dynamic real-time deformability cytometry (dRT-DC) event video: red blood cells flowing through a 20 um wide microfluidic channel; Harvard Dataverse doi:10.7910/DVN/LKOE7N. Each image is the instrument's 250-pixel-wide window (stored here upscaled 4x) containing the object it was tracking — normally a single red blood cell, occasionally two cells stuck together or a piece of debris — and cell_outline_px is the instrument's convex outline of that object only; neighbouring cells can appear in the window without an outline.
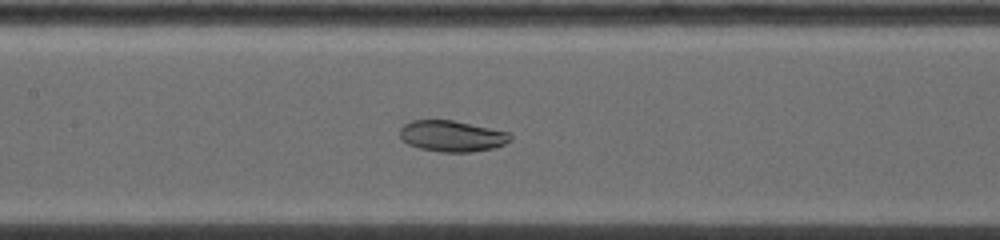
{"species": "common noctule bat (a hibernating species)", "species_latin": "Nyctalus noctula", "temperature_condition": "warm", "stored_images_in_passage": 38, "camera_frame_rate_fps": 5000, "um_per_image_px": 0.085, "animal": {"sex": "female", "body_mass_g": 19.0, "forearm_length_mm": 53.3}, "frame": {"image": 1, "passage_image": 16, "time_ms": 4.8, "image_size_px": [1000, 240], "cell_outline_px": [[512, 140], [504, 144], [492, 148], [472, 152], [440, 152], [420, 148], [408, 144], [400, 140], [400, 128], [404, 124], [412, 120], [452, 120], [508, 132], [512, 136]], "centroid_in_image_um": [38.39, 11.57], "position_along_channel_um": 169.0, "area_um2": 20.0}}
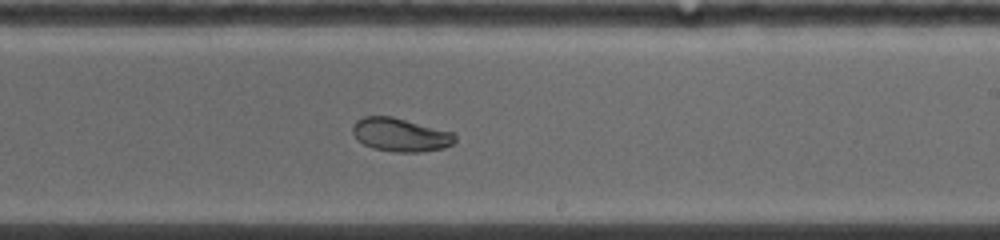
{"frame": {"image": 2, "passage_image": 23, "time_ms": 7.0, "image_size_px": [1000, 240], "cell_outline_px": [[456, 140], [452, 144], [444, 148], [424, 152], [392, 152], [372, 148], [364, 144], [352, 132], [352, 124], [356, 120], [364, 116], [392, 116], [456, 132]], "centroid_in_image_um": [34.08, 11.45], "position_along_channel_um": 254.9, "area_um2": 20.29}}
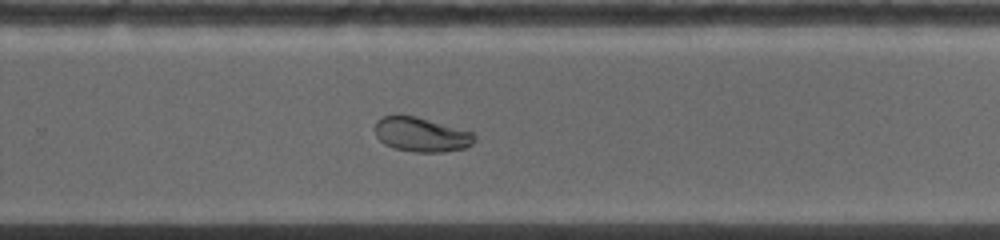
{"frame": {"image": 3, "passage_image": 26, "time_ms": 8.0, "image_size_px": [1000, 240], "cell_outline_px": [[476, 140], [472, 144], [464, 148], [444, 152], [416, 152], [392, 148], [384, 144], [376, 136], [376, 120], [384, 116], [416, 116], [472, 132], [476, 136]], "centroid_in_image_um": [35.82, 11.45], "position_along_channel_um": 294.0, "area_um2": 19.83}}